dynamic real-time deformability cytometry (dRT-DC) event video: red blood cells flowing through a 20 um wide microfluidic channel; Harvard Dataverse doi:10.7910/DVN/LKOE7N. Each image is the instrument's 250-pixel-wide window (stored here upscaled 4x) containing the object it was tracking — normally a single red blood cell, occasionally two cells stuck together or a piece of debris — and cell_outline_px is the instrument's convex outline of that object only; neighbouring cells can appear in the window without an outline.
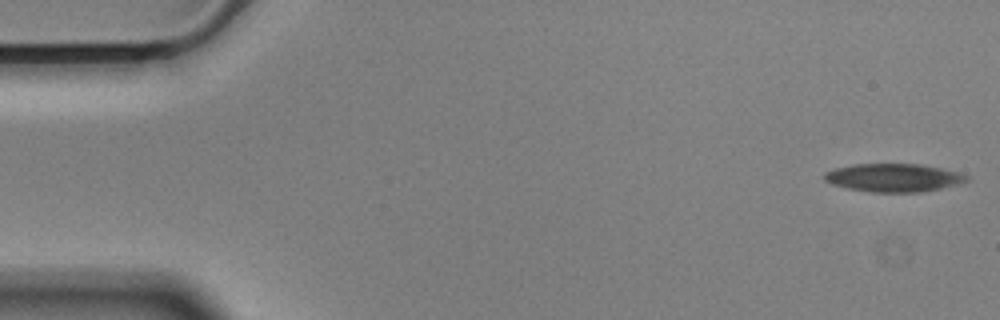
{"species": "Egyptian fruit bat (a non-hibernating species)", "species_latin": "Rousettus aegyptiacus", "temperature_condition": "cold", "stored_images_in_passage": 24, "camera_frame_rate_fps": 3000, "um_per_image_px": 0.085, "animal": {"sex": "male"}, "frame": {"image": 1, "passage_image": 1, "time_ms": 0.0, "image_size_px": [1000, 320], "cell_outline_px": [[972, 180], [960, 184], [920, 192], [872, 192], [848, 188], [832, 184], [824, 180], [824, 172], [836, 168], [852, 164], [920, 164], [960, 172], [968, 176]], "centroid_in_image_um": [75.99, 15.1], "position_along_channel_um": 9.0, "area_um2": 23.41}}
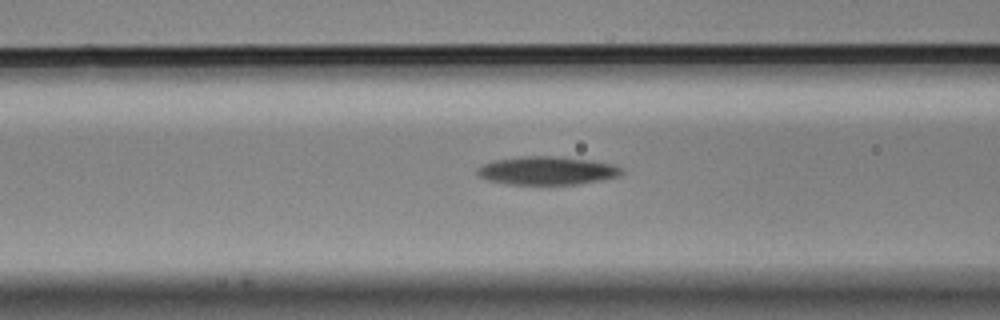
{"frame": {"image": 2, "passage_image": 21, "time_ms": 6.667, "image_size_px": [1000, 320], "cell_outline_px": [[624, 172], [620, 176], [600, 180], [576, 184], [508, 184], [488, 180], [480, 176], [476, 172], [476, 168], [484, 164], [496, 160], [520, 156], [552, 156], [592, 160], [616, 164], [624, 168]], "centroid_in_image_um": [46.55, 14.49], "position_along_channel_um": 120.0, "area_um2": 23.87}}
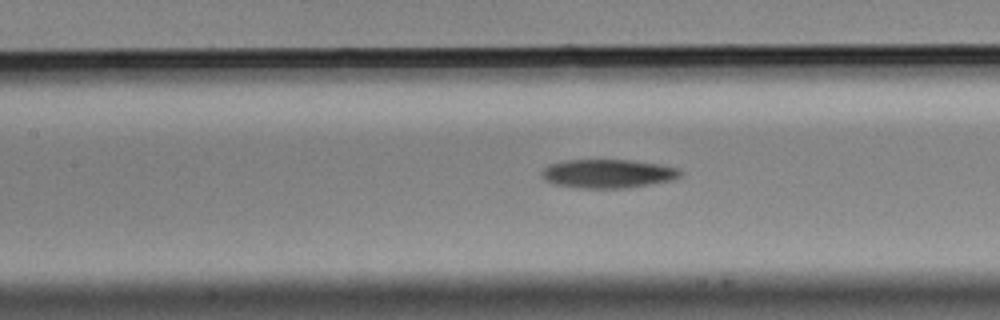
{"frame": {"image": 3, "passage_image": 24, "time_ms": 7.667, "image_size_px": [1000, 320], "cell_outline_px": [[684, 172], [680, 176], [672, 180], [624, 188], [584, 188], [556, 184], [544, 180], [540, 176], [540, 172], [548, 164], [564, 160], [628, 160], [660, 164], [680, 168]], "centroid_in_image_um": [51.66, 14.75], "position_along_channel_um": 155.7, "area_um2": 23.24}}